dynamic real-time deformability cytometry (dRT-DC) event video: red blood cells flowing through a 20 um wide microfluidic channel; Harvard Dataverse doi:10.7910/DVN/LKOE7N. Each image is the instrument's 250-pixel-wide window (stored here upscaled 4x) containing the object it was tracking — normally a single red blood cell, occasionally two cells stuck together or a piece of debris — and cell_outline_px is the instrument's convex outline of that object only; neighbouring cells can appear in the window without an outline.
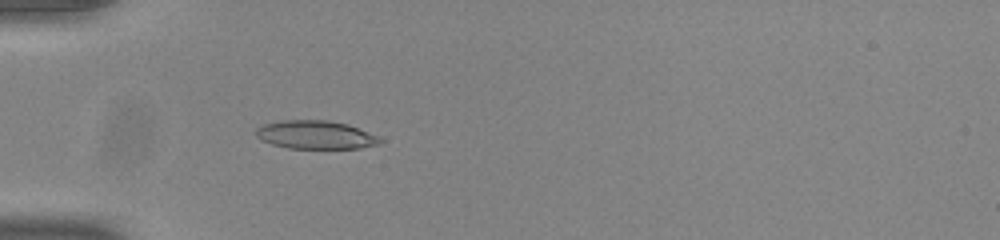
{"species": "common noctule bat (a hibernating species)", "species_latin": "Nyctalus noctula", "temperature_condition": "room temperature", "stored_images_in_passage": 34, "camera_frame_rate_fps": 3000, "um_per_image_px": 0.085, "animal": {"sex": "male", "body_mass_g": 20.0, "forearm_length_mm": 53.3}, "frame": {"image": 1, "passage_image": 1, "time_ms": 0.0, "image_size_px": [1000, 240], "cell_outline_px": [[384, 140], [380, 144], [360, 148], [288, 148], [272, 144], [260, 140], [256, 136], [256, 128], [260, 124], [280, 120], [328, 120], [348, 124], [376, 136]], "centroid_in_image_um": [26.77, 11.45], "position_along_channel_um": 58.2, "area_um2": 20.58}}
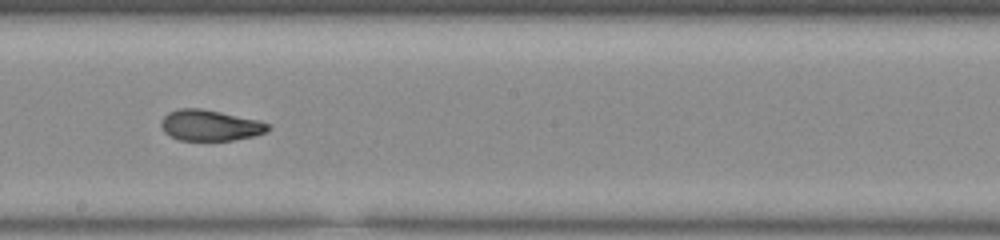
{"frame": {"image": 2, "passage_image": 15, "time_ms": 4.667, "image_size_px": [1000, 240], "cell_outline_px": [[272, 128], [268, 132], [256, 136], [232, 140], [180, 140], [164, 132], [160, 124], [160, 120], [168, 112], [180, 108], [200, 108], [260, 120], [272, 124]], "centroid_in_image_um": [17.91, 10.65], "position_along_channel_um": 230.3, "area_um2": 19.48}}
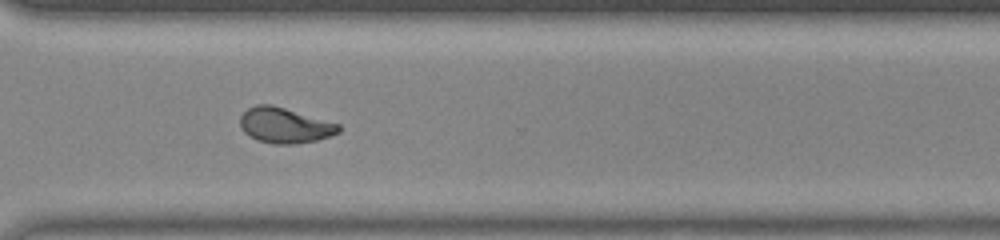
{"frame": {"image": 3, "passage_image": 24, "time_ms": 7.667, "image_size_px": [1000, 240], "cell_outline_px": [[340, 132], [332, 136], [316, 140], [292, 144], [272, 144], [256, 140], [244, 132], [240, 128], [240, 116], [248, 108], [256, 104], [272, 104], [340, 124]], "centroid_in_image_um": [24.19, 10.65], "position_along_channel_um": 346.4, "area_um2": 20.46}, "authors_computed_cell_mechanics": {"area_um2": 19.5942, "velocity_mm_per_s": 3.8715, "shape_relaxation_time_tau1_ms": null, "shape_relaxation_time_tau2_ms": 1.3284, "deformation_change_tau1": null, "deformation_change_tau2": 0.0711}}